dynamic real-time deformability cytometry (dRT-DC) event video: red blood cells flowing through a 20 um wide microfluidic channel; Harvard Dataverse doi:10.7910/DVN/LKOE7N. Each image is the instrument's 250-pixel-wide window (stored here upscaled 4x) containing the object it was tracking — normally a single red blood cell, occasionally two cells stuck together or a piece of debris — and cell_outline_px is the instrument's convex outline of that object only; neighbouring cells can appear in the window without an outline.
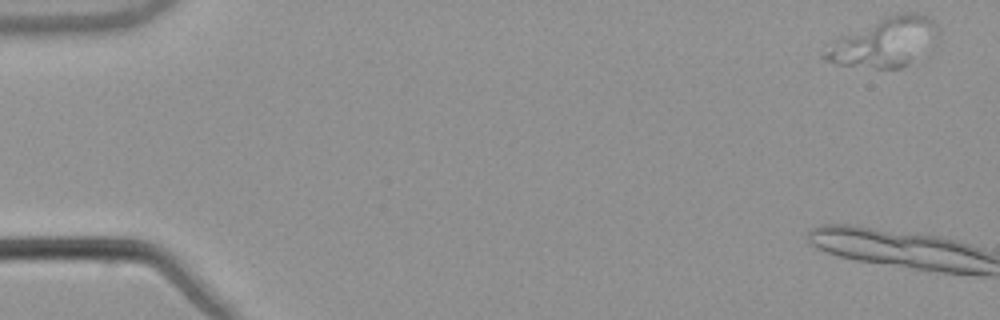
{"species": "common noctule bat (a hibernating species)", "species_latin": "Nyctalus noctula", "temperature_condition": "warm", "stored_images_in_passage": 4, "camera_frame_rate_fps": 3000, "um_per_image_px": 0.085, "animal": {"sex": "male", "body_mass_g": 21.5, "forearm_length_mm": 52.0}, "frame": {"image": 1, "passage_image": 1, "time_ms": 0.0, "image_size_px": [1000, 320], "cell_outline_px": [[940, 32], [936, 44], [908, 64], [900, 68], [876, 68], [836, 64], [824, 60], [820, 56], [820, 52], [840, 36], [888, 16], [900, 12], [920, 12], [928, 16], [936, 24]], "centroid_in_image_um": [75.22, 3.59], "position_along_channel_um": 9.8, "area_um2": 32.66}}